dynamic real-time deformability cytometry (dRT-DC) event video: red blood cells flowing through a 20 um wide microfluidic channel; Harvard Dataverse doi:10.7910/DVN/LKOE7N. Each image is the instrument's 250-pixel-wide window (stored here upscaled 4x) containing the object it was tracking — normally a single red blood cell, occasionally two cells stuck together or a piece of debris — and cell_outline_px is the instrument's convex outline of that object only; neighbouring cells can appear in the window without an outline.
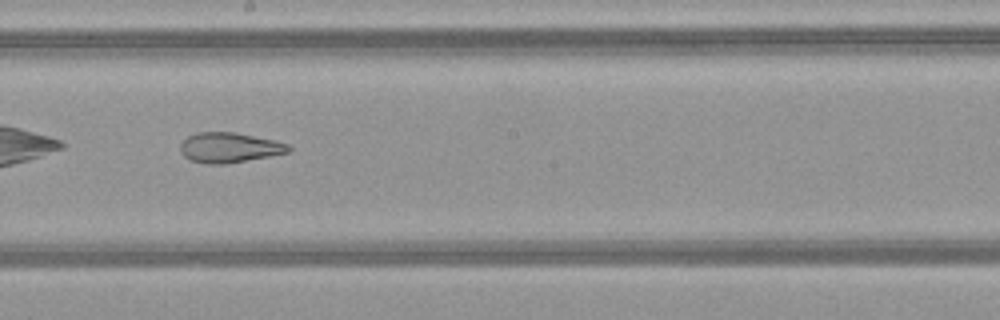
{"species": "common noctule bat (a hibernating species)", "species_latin": "Nyctalus noctula", "temperature_condition": "warm", "stored_images_in_passage": 48, "camera_frame_rate_fps": 3000, "um_per_image_px": 0.085, "animal": {"sex": "female", "body_mass_g": 21.9}, "frame": {"image": 1, "passage_image": 28, "time_ms": 9.0, "image_size_px": [1000, 320], "cell_outline_px": [[292, 148], [288, 152], [268, 156], [224, 164], [208, 164], [188, 160], [180, 152], [180, 144], [188, 136], [196, 132], [236, 132], [276, 140], [288, 144]], "centroid_in_image_um": [19.47, 12.53], "position_along_channel_um": 228.7, "area_um2": 19.02}, "authors_computed_cell_mechanics": {"area_um2": 25.2586, "velocity_mm_per_s": 4.1648, "shape_relaxation_time_tau1_ms": null, "shape_relaxation_time_tau2_ms": 2.5078, "deformation_change_tau1": null, "deformation_change_tau2": 0.1245}}